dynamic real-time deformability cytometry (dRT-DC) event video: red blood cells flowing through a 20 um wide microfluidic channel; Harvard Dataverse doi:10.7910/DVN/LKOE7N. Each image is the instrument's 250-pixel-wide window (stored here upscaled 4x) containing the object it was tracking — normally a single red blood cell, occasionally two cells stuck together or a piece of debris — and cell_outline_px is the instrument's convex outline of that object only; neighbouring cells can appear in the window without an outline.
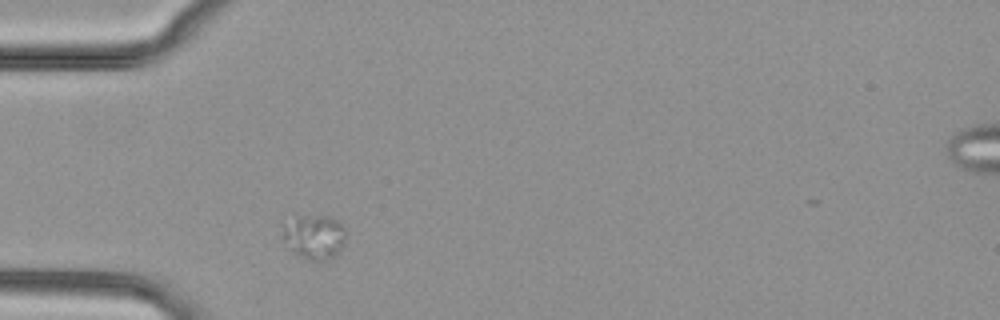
{"species": "common noctule bat (a hibernating species)", "species_latin": "Nyctalus noctula", "temperature_condition": "cold", "stored_images_in_passage": 1, "camera_frame_rate_fps": 3000, "um_per_image_px": 0.085, "animal": {"sex": "female", "body_mass_g": 29.2, "forearm_length_mm": 56.3}, "frame": {"image": 1, "passage_image": 1, "time_ms": 0.0, "image_size_px": [1000, 320], "cell_outline_px": [[344, 240], [340, 248], [332, 256], [320, 264], [316, 264], [292, 252], [280, 236], [284, 228], [296, 216], [332, 216], [344, 228]], "centroid_in_image_um": [26.68, 20.17], "position_along_channel_um": 58.3, "area_um2": 16.3}}